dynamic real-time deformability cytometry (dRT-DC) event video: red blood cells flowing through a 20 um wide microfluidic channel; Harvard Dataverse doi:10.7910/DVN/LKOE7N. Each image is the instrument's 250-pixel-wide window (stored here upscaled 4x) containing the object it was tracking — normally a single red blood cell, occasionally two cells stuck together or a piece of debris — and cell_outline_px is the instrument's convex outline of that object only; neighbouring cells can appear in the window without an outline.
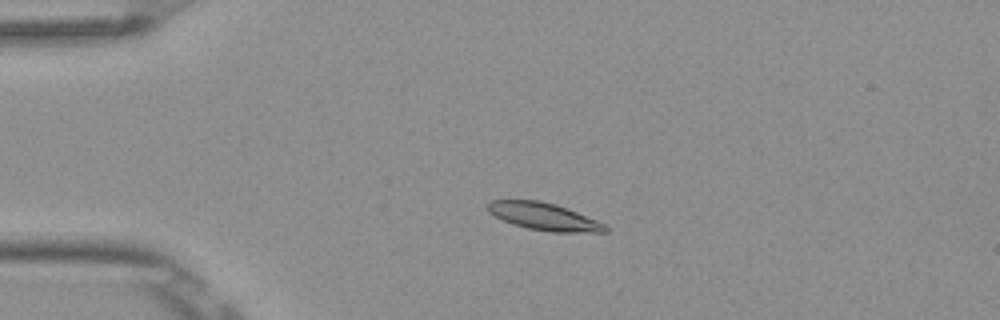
{"species": "Egyptian fruit bat (a non-hibernating species)", "species_latin": "Rousettus aegyptiacus", "temperature_condition": "room temperature", "stored_images_in_passage": 4, "camera_frame_rate_fps": 3000, "um_per_image_px": 0.085, "frame": {"image": 1, "passage_image": 4, "time_ms": 1.0, "image_size_px": [1000, 320], "cell_outline_px": [[608, 232], [552, 232], [528, 228], [512, 224], [488, 212], [488, 200], [540, 200], [556, 204], [596, 220], [604, 224], [608, 228]], "centroid_in_image_um": [46.22, 18.4], "position_along_channel_um": 38.8, "area_um2": 18.55}}